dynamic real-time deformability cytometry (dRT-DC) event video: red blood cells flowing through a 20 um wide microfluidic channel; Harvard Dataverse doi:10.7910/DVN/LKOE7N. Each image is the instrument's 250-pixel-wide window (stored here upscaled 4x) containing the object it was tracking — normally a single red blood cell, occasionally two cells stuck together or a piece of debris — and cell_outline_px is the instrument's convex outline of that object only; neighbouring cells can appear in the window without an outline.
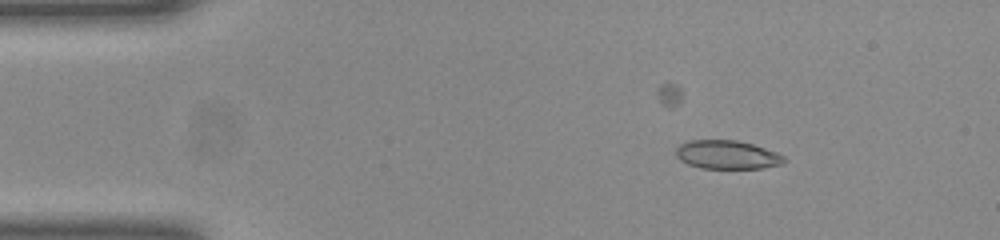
{"species": "common noctule bat (a hibernating species)", "species_latin": "Nyctalus noctula", "temperature_condition": "room temperature", "stored_images_in_passage": 50, "camera_frame_rate_fps": 3000, "um_per_image_px": 0.085, "animal": {"sex": "female", "body_mass_g": 23.0, "forearm_length_mm": 53.4}, "frame": {"image": 1, "passage_image": 6, "time_ms": 1.667, "image_size_px": [1000, 240], "cell_outline_px": [[788, 160], [784, 164], [764, 168], [700, 168], [688, 164], [680, 160], [676, 156], [676, 148], [680, 144], [688, 140], [736, 140], [752, 144], [776, 152], [784, 156]], "centroid_in_image_um": [61.82, 13.15], "position_along_channel_um": 23.2, "area_um2": 18.15}}
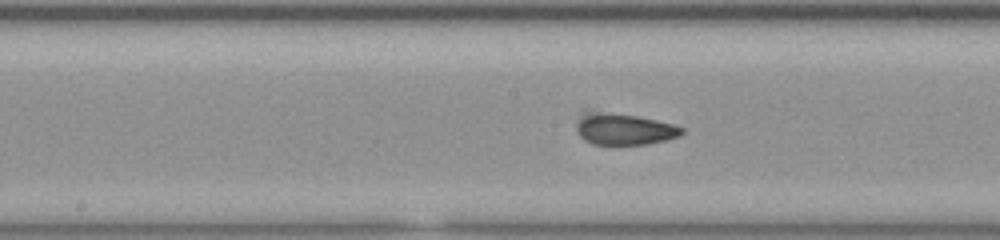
{"frame": {"image": 2, "passage_image": 24, "time_ms": 7.667, "image_size_px": [1000, 240], "cell_outline_px": [[684, 132], [680, 136], [668, 140], [648, 144], [592, 144], [584, 140], [576, 132], [576, 124], [580, 112], [584, 108], [592, 108], [636, 116], [656, 120], [672, 124], [684, 128]], "centroid_in_image_um": [52.94, 10.92], "position_along_channel_um": 195.3, "area_um2": 20.17}}
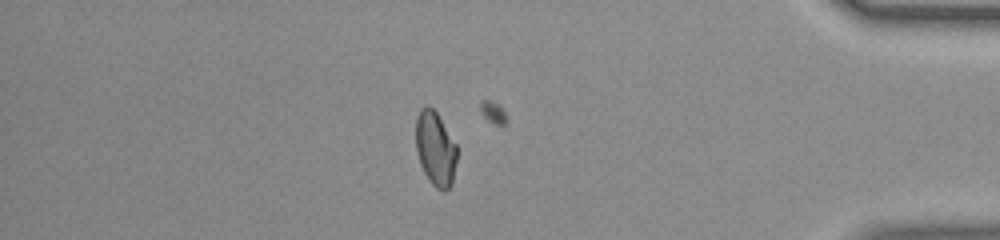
{"frame": {"image": 3, "passage_image": 42, "time_ms": 13.667, "image_size_px": [1000, 240], "cell_outline_px": [[456, 160], [452, 184], [444, 192], [436, 188], [428, 180], [420, 164], [416, 148], [416, 116], [420, 108], [424, 104], [428, 104], [436, 112], [456, 144]], "centroid_in_image_um": [36.99, 12.62], "position_along_channel_um": 398.2, "area_um2": 17.86}}